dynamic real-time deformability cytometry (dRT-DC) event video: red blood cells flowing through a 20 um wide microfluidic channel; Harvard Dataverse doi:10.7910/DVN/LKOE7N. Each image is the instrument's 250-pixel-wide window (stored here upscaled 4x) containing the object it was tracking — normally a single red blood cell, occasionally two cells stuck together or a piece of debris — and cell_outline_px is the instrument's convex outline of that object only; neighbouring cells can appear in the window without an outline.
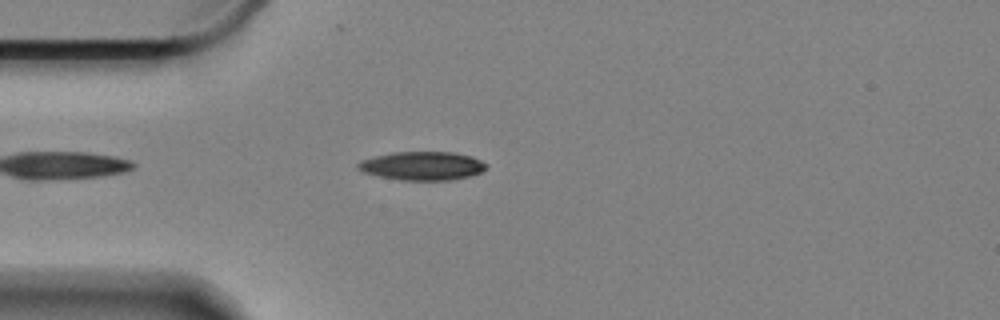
{"species": "Egyptian fruit bat (a non-hibernating species)", "species_latin": "Rousettus aegyptiacus", "temperature_condition": "cold", "stored_images_in_passage": 47, "camera_frame_rate_fps": 3000, "um_per_image_px": 0.085, "animal": {"sex": "female"}, "frame": {"image": 1, "passage_image": 6, "time_ms": 1.667, "image_size_px": [1000, 320], "cell_outline_px": [[488, 164], [480, 172], [472, 176], [452, 180], [400, 180], [380, 176], [364, 172], [356, 164], [360, 160], [392, 152], [452, 152], [472, 156]], "centroid_in_image_um": [35.92, 14.09], "position_along_channel_um": 49.1, "area_um2": 21.27}}
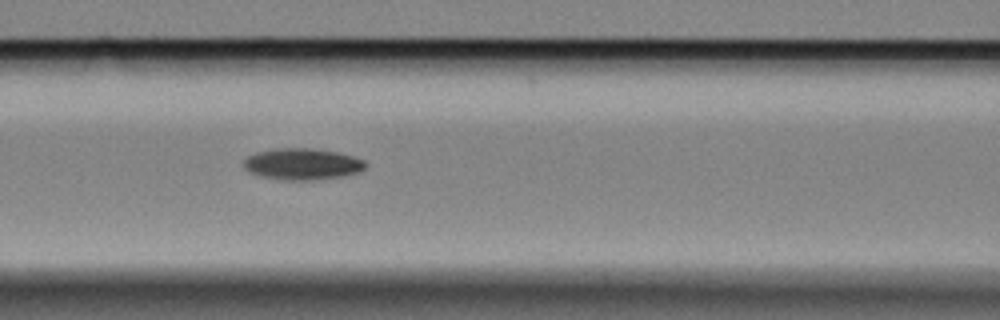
{"frame": {"image": 2, "passage_image": 15, "time_ms": 4.667, "image_size_px": [1000, 320], "cell_outline_px": [[368, 164], [360, 172], [340, 176], [316, 180], [284, 180], [260, 176], [248, 172], [244, 168], [244, 160], [248, 156], [256, 152], [276, 148], [312, 148], [336, 152], [352, 156], [364, 160]], "centroid_in_image_um": [25.68, 13.94], "position_along_channel_um": 140.9, "area_um2": 22.37}}
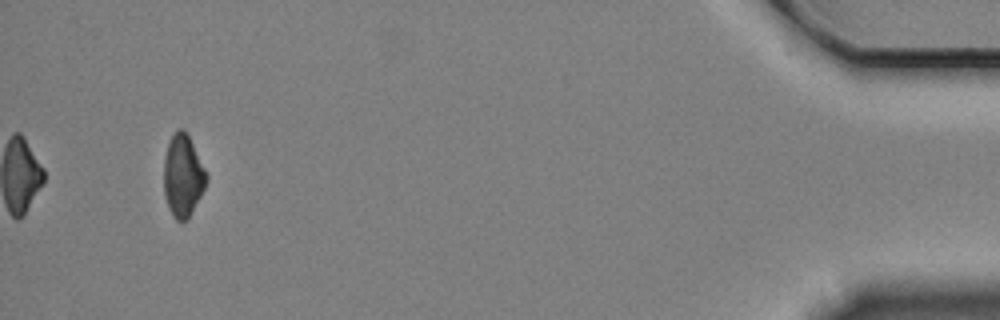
{"frame": {"image": 3, "passage_image": 47, "time_ms": 15.333, "image_size_px": [1000, 320], "cell_outline_px": [[208, 180], [200, 196], [188, 216], [184, 220], [176, 220], [172, 216], [168, 208], [164, 196], [164, 156], [168, 140], [176, 128], [184, 128], [208, 176]], "centroid_in_image_um": [15.51, 14.9], "position_along_channel_um": 419.7, "area_um2": 20.23}, "authors_computed_cell_mechanics": {"area_um2": 18.7272, "velocity_mm_per_s": 3.1027, "shape_relaxation_time_tau1_ms": 2.9647, "shape_relaxation_time_tau2_ms": null, "deformation_change_tau1": 0.3248, "deformation_change_tau2": null}}